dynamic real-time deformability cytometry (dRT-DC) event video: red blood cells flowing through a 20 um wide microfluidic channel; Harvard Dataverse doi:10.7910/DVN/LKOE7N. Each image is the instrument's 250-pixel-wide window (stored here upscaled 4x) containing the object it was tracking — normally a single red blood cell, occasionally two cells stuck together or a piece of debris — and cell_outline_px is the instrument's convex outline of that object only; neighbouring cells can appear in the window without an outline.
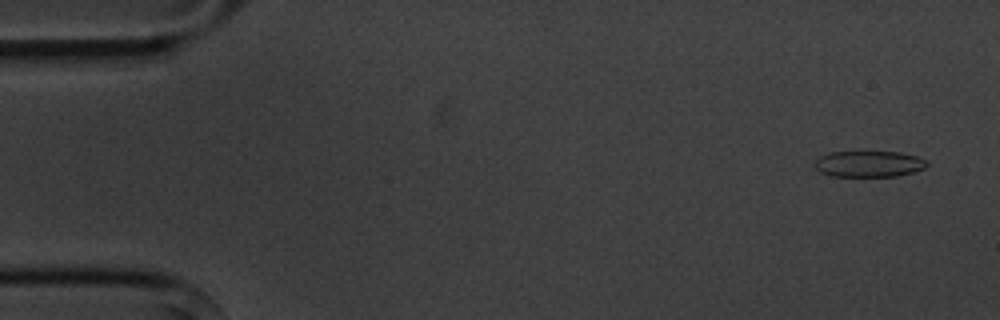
{"species": "common noctule bat (a hibernating species)", "species_latin": "Nyctalus noctula", "temperature_condition": "cold", "stored_images_in_passage": 8, "camera_frame_rate_fps": 3000, "um_per_image_px": 0.085, "animal": {"sex": "male", "body_mass_g": 20.1, "forearm_length_mm": 53.5}, "frame": {"image": 1, "passage_image": 1, "time_ms": 0.0, "image_size_px": [1000, 320], "cell_outline_px": [[928, 164], [924, 168], [912, 172], [896, 176], [832, 176], [820, 172], [816, 168], [816, 160], [820, 156], [832, 152], [900, 152], [916, 156], [928, 160]], "centroid_in_image_um": [73.88, 13.93], "position_along_channel_um": 11.1, "area_um2": 16.94}}
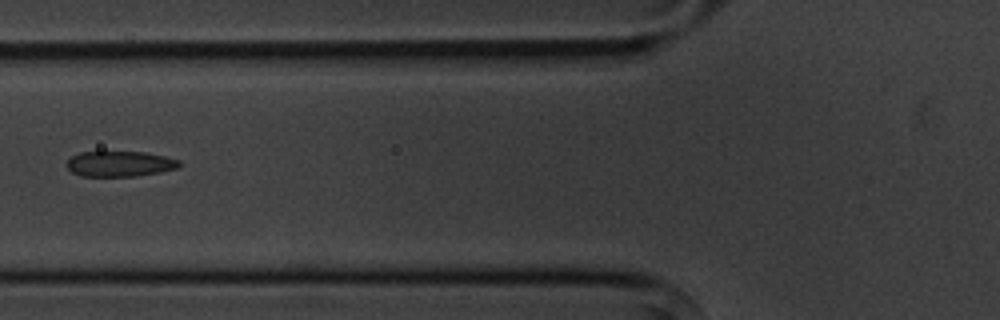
{"frame": {"image": 2, "passage_image": 6, "time_ms": 6.0, "image_size_px": [1000, 320], "cell_outline_px": [[180, 168], [160, 172], [136, 176], [80, 176], [72, 172], [64, 164], [72, 156], [80, 152], [144, 152], [164, 156], [180, 160]], "centroid_in_image_um": [10.18, 13.93], "position_along_channel_um": 115.6, "area_um2": 16.76}}
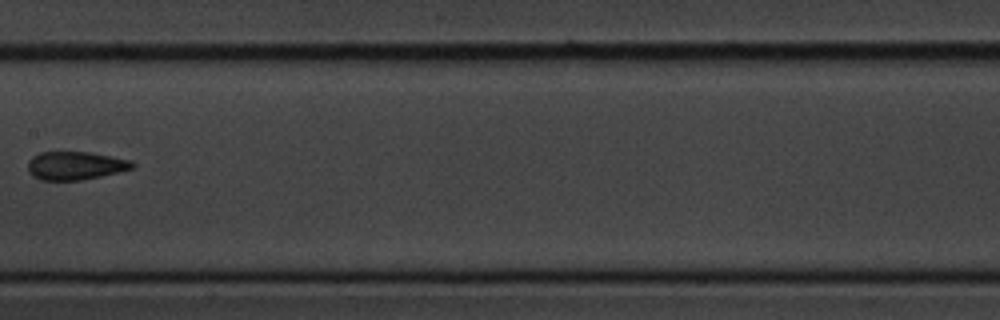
{"frame": {"image": 3, "passage_image": 8, "time_ms": 8.333, "image_size_px": [1000, 320], "cell_outline_px": [[136, 168], [100, 176], [80, 180], [40, 180], [32, 176], [28, 172], [28, 160], [32, 156], [40, 152], [88, 152], [112, 156], [132, 160], [136, 164]], "centroid_in_image_um": [6.41, 14.07], "position_along_channel_um": 201.0, "area_um2": 17.4}}